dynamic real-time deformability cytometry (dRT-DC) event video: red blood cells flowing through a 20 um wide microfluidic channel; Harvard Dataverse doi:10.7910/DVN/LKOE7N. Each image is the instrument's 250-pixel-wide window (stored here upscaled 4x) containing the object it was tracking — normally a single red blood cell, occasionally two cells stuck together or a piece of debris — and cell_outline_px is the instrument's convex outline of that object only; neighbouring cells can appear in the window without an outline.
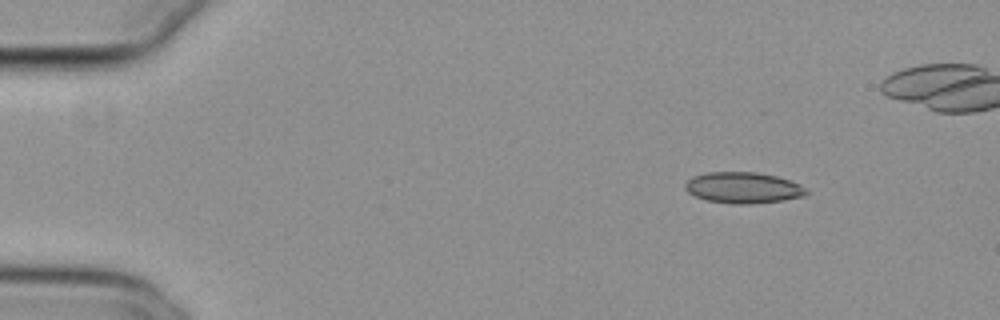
{"species": "common noctule bat (a hibernating species)", "species_latin": "Nyctalus noctula", "temperature_condition": "cold", "stored_images_in_passage": 16, "camera_frame_rate_fps": 3000, "um_per_image_px": 0.085, "animal": {"sex": "female", "body_mass_g": 29.2, "forearm_length_mm": 56.3}, "frame": {"image": 1, "passage_image": 5, "time_ms": 1.333, "image_size_px": [1000, 320], "cell_outline_px": [[808, 192], [804, 196], [784, 200], [752, 204], [732, 204], [708, 200], [696, 196], [688, 192], [684, 188], [684, 184], [692, 176], [708, 172], [756, 172], [776, 176], [788, 180], [804, 188]], "centroid_in_image_um": [63.13, 15.96], "position_along_channel_um": 21.9, "area_um2": 21.79}}